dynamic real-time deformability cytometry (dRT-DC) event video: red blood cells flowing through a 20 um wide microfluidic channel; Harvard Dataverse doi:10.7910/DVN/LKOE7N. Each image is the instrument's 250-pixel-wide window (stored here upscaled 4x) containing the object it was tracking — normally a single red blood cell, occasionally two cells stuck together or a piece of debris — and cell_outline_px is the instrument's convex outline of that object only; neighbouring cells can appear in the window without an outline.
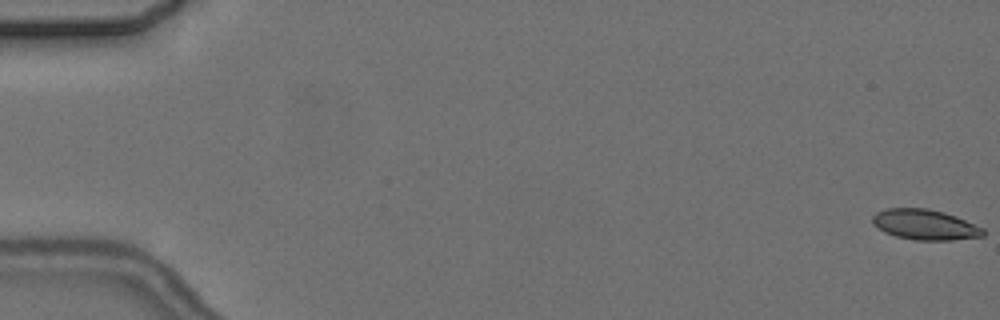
{"species": "common noctule bat (a hibernating species)", "species_latin": "Nyctalus noctula", "temperature_condition": "cold", "stored_images_in_passage": 6, "camera_frame_rate_fps": 3000, "um_per_image_px": 0.085, "animal": {"sex": "female", "body_mass_g": 24.6, "forearm_length_mm": 56.2}, "frame": {"image": 1, "passage_image": 1, "time_ms": 0.0, "image_size_px": [1000, 320], "cell_outline_px": [[984, 236], [952, 240], [916, 240], [896, 236], [884, 232], [872, 224], [872, 216], [876, 212], [884, 208], [928, 208], [944, 212], [956, 216], [984, 228]], "centroid_in_image_um": [78.6, 19.08], "position_along_channel_um": 6.4, "area_um2": 19.71}}